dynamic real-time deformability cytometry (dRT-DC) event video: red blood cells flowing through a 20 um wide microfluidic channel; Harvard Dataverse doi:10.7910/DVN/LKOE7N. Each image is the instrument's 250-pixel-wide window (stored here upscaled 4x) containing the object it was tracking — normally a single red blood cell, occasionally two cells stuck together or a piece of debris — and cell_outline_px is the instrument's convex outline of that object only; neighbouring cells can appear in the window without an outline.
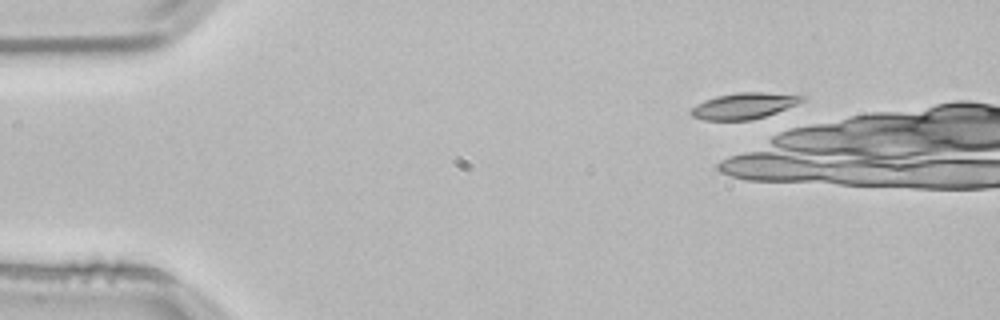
{"species": "common noctule bat (a hibernating species)", "species_latin": "Nyctalus noctula", "temperature_condition": "room temperature", "stored_images_in_passage": 5, "camera_frame_rate_fps": 3000, "um_per_image_px": 0.085, "animal": {"sex": "male", "body_mass_g": 21.5, "forearm_length_mm": 52.0}, "frame": {"image": 1, "passage_image": 1, "time_ms": 0.0, "image_size_px": [1000, 320], "cell_outline_px": [[804, 100], [796, 104], [776, 112], [752, 120], [704, 120], [692, 116], [688, 112], [696, 104], [704, 100], [716, 96], [740, 92], [760, 92], [804, 96]], "centroid_in_image_um": [63.16, 9.0], "position_along_channel_um": 21.8, "area_um2": 16.65}}